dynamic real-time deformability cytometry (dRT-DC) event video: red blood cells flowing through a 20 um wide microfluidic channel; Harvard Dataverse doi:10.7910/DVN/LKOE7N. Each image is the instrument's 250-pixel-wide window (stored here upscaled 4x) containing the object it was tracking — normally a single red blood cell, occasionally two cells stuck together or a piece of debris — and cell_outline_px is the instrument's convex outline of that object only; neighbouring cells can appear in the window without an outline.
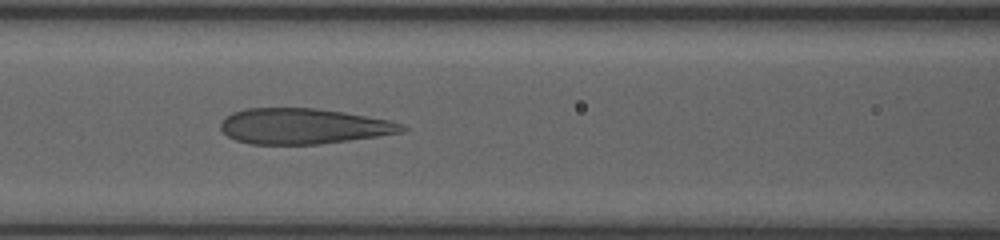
{"species": "human", "species_latin": "Homo sapiens", "temperature_condition": "room temperature", "stored_images_in_passage": 33, "camera_frame_rate_fps": 3000, "um_per_image_px": 0.085, "donor": {"sex": "female"}, "frame": {"image": 1, "passage_image": 10, "time_ms": 7.667, "image_size_px": [1000, 240], "cell_outline_px": [[408, 128], [404, 132], [320, 144], [248, 144], [236, 140], [228, 136], [220, 128], [220, 124], [232, 112], [244, 108], [316, 108], [344, 112], [388, 120], [404, 124]], "centroid_in_image_um": [25.79, 10.72], "position_along_channel_um": 140.8, "area_um2": 37.51}}
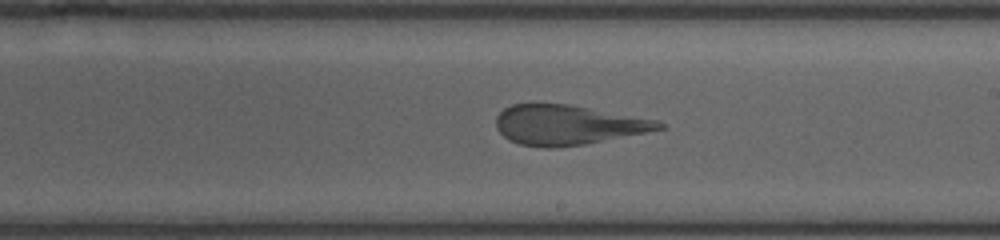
{"frame": {"image": 2, "passage_image": 15, "time_ms": 10.333, "image_size_px": [1000, 240], "cell_outline_px": [[664, 128], [584, 144], [556, 148], [544, 148], [520, 144], [508, 140], [496, 128], [496, 116], [504, 108], [512, 104], [568, 104], [656, 120], [664, 124]], "centroid_in_image_um": [48.18, 10.62], "position_along_channel_um": 240.8, "area_um2": 37.28}}
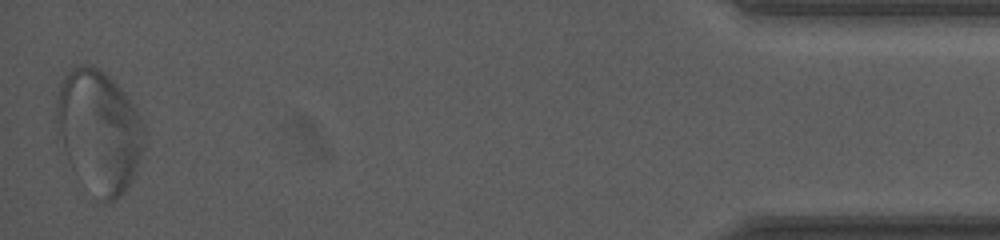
{"frame": {"image": 3, "passage_image": 33, "time_ms": 17.333, "image_size_px": [1000, 240], "cell_outline_px": [[144, 148], [136, 172], [124, 192], [116, 200], [100, 200], [68, 160], [56, 136], [56, 96], [60, 84], [64, 76], [72, 68], [80, 64], [88, 64], [104, 72], [124, 92], [140, 116], [144, 124]], "centroid_in_image_um": [8.41, 11.1], "position_along_channel_um": 426.8, "area_um2": 62.14}}